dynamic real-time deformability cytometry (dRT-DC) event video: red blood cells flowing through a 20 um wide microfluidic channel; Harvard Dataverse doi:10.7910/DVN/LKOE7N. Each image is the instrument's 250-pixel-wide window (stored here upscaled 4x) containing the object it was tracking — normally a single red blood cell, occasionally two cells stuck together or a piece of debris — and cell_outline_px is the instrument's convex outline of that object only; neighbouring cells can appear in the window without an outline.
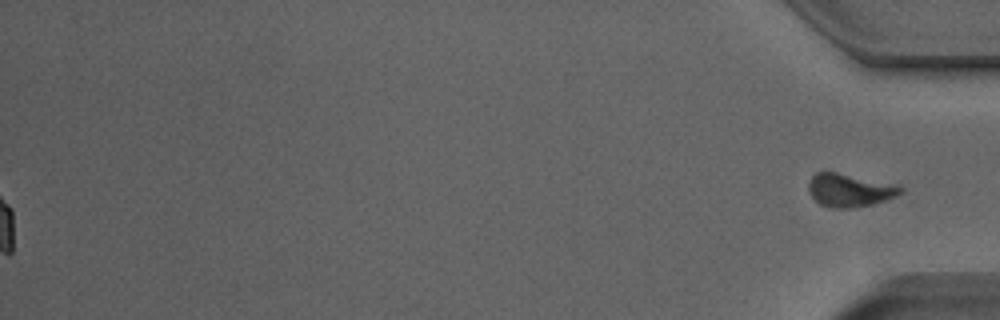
{"species": "Egyptian fruit bat (a non-hibernating species)", "species_latin": "Rousettus aegyptiacus", "temperature_condition": "room temperature", "stored_images_in_passage": 53, "segment_of_instrument_passage": [2, 2], "camera_frame_rate_fps": 3000, "um_per_image_px": 0.085, "animal": {"sex": "male"}, "frame": {"image": 1, "passage_image": 53, "time_ms": 17.333, "image_size_px": [1000, 320], "cell_outline_px": [[904, 192], [896, 196], [872, 204], [852, 208], [828, 208], [820, 204], [812, 196], [808, 188], [808, 184], [812, 176], [816, 172], [836, 172], [900, 184], [904, 188]], "centroid_in_image_um": [72.27, 16.16], "position_along_channel_um": 362.9, "area_um2": 17.98}}